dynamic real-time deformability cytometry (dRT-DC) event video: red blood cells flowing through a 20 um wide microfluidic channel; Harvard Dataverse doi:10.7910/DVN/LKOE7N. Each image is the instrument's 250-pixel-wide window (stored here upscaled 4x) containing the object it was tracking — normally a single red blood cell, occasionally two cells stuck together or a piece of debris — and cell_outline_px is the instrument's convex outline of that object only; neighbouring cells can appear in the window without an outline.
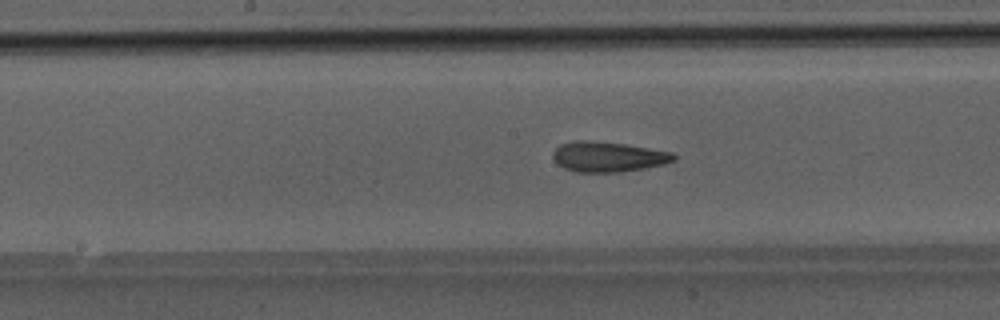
{"species": "Egyptian fruit bat (a non-hibernating species)", "species_latin": "Rousettus aegyptiacus", "temperature_condition": "room temperature", "stored_images_in_passage": 33, "camera_frame_rate_fps": 3000, "um_per_image_px": 0.085, "animal": {"sex": "male"}, "frame": {"image": 1, "passage_image": 14, "time_ms": 4.333, "image_size_px": [1000, 320], "cell_outline_px": [[676, 160], [664, 164], [644, 168], [620, 172], [576, 172], [564, 168], [556, 164], [552, 156], [552, 152], [560, 144], [576, 140], [584, 140], [624, 144], [672, 152], [676, 156]], "centroid_in_image_um": [51.66, 13.33], "position_along_channel_um": 196.5, "area_um2": 21.27}}
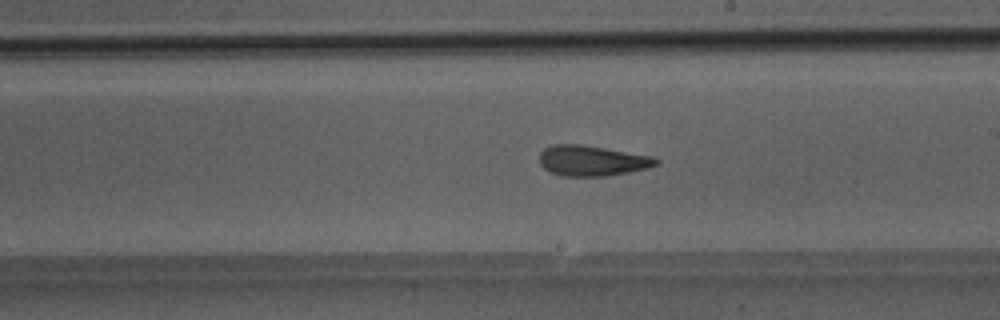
{"frame": {"image": 2, "passage_image": 17, "time_ms": 5.333, "image_size_px": [1000, 320], "cell_outline_px": [[660, 164], [648, 168], [608, 176], [560, 176], [548, 172], [540, 164], [540, 152], [544, 148], [552, 144], [580, 144], [652, 156], [660, 160]], "centroid_in_image_um": [50.31, 13.66], "position_along_channel_um": 238.7, "area_um2": 20.87}}
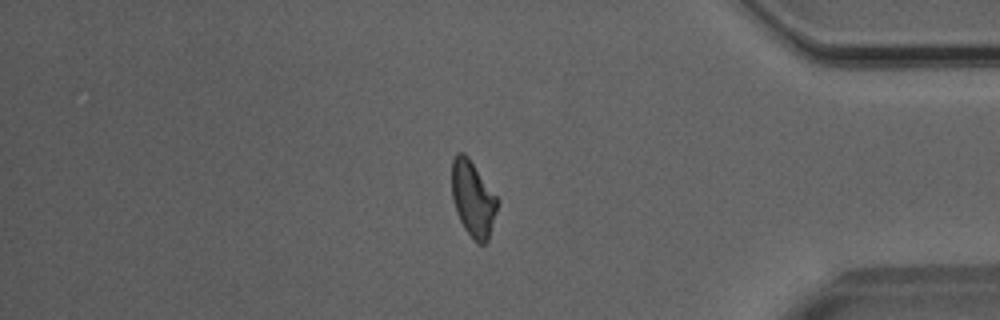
{"frame": {"image": 3, "passage_image": 30, "time_ms": 9.667, "image_size_px": [1000, 320], "cell_outline_px": [[500, 200], [488, 240], [484, 244], [476, 244], [472, 240], [464, 228], [456, 212], [452, 200], [452, 160], [456, 152], [464, 152], [468, 156]], "centroid_in_image_um": [40.21, 16.9], "position_along_channel_um": 395.0, "area_um2": 20.46}}